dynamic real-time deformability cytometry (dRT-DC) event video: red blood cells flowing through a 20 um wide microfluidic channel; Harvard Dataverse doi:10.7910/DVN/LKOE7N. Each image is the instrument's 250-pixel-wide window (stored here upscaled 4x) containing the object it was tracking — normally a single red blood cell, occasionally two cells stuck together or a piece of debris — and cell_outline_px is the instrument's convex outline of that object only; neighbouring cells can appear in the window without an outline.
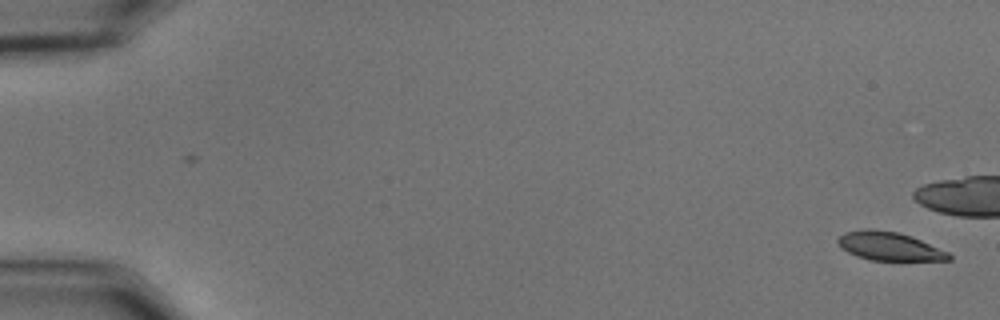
{"species": "common noctule bat (a hibernating species)", "species_latin": "Nyctalus noctula", "temperature_condition": "cold", "stored_images_in_passage": 57, "camera_frame_rate_fps": 3000, "um_per_image_px": 0.085, "animal": {"sex": "male", "body_mass_g": 15.6}, "frame": {"image": 1, "passage_image": 1, "time_ms": 0.0, "image_size_px": [1000, 320], "cell_outline_px": [[952, 260], [868, 260], [856, 256], [840, 248], [836, 240], [844, 232], [864, 228], [872, 228], [900, 232], [912, 236], [948, 252], [952, 256]], "centroid_in_image_um": [75.55, 20.91], "position_along_channel_um": 9.4, "area_um2": 18.67}}
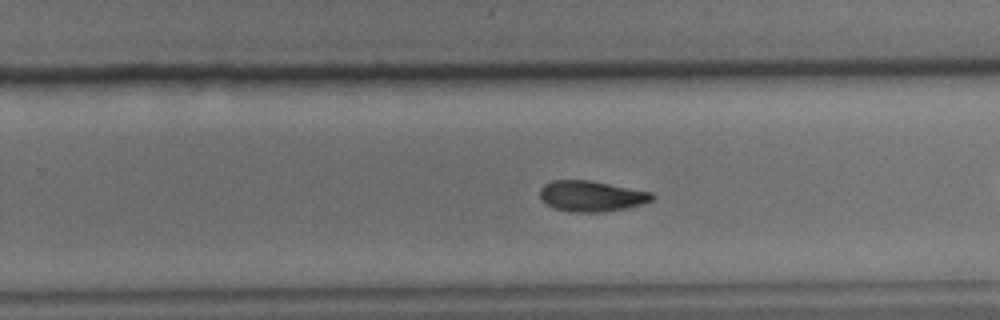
{"frame": {"image": 2, "passage_image": 36, "time_ms": 11.667, "image_size_px": [1000, 320], "cell_outline_px": [[656, 196], [652, 200], [640, 204], [624, 208], [600, 212], [572, 212], [552, 208], [540, 196], [540, 188], [544, 184], [552, 180], [588, 180], [652, 192]], "centroid_in_image_um": [50.25, 16.66], "position_along_channel_um": 279.5, "area_um2": 19.88}}
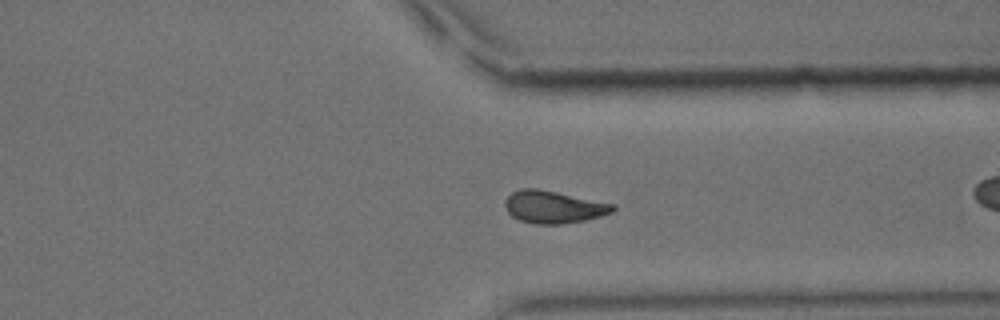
{"frame": {"image": 3, "passage_image": 43, "time_ms": 14.0, "image_size_px": [1000, 320], "cell_outline_px": [[616, 208], [612, 212], [600, 216], [584, 220], [560, 224], [532, 224], [520, 220], [512, 216], [508, 212], [504, 204], [504, 200], [512, 192], [520, 188], [540, 188], [616, 204]], "centroid_in_image_um": [47.04, 17.58], "position_along_channel_um": 364.4, "area_um2": 20.58}, "authors_computed_cell_mechanics": {"area_um2": 20.1722, "velocity_mm_per_s": 3.6208, "shape_relaxation_time_tau1_ms": 4.8061, "shape_relaxation_time_tau2_ms": 9.2109, "deformation_change_tau1": 0.1566, "deformation_change_tau2": 0.1656}}